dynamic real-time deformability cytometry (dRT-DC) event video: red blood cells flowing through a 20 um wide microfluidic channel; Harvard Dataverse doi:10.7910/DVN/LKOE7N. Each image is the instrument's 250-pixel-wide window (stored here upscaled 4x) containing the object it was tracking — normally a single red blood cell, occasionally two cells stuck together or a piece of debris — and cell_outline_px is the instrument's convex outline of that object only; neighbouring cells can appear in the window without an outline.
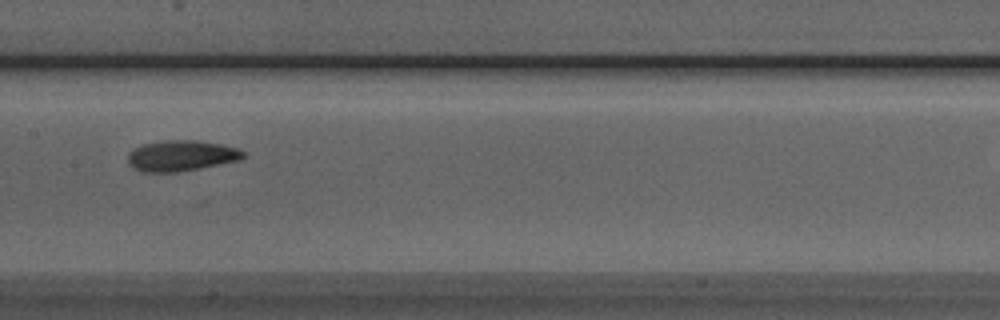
{"species": "Egyptian fruit bat (a non-hibernating species)", "species_latin": "Rousettus aegyptiacus", "temperature_condition": "room temperature", "stored_images_in_passage": 8, "camera_frame_rate_fps": 3000, "um_per_image_px": 0.085, "animal": {"sex": "male"}, "frame": {"image": 1, "passage_image": 7, "time_ms": 2.0, "image_size_px": [1000, 320], "cell_outline_px": [[244, 156], [240, 160], [176, 172], [140, 172], [132, 168], [128, 164], [128, 152], [144, 144], [164, 140], [196, 140], [220, 144], [236, 148], [244, 152]], "centroid_in_image_um": [15.35, 13.24], "position_along_channel_um": 192.0, "area_um2": 20.52}}